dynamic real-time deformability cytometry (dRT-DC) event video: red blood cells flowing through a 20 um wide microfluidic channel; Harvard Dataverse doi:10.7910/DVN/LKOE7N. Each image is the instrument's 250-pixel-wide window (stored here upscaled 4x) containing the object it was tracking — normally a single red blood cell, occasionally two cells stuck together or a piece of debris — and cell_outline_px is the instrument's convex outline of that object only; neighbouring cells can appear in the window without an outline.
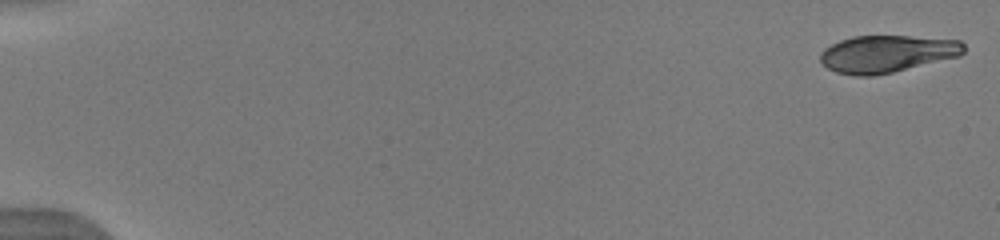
{"species": "human", "species_latin": "Homo sapiens", "temperature_condition": "warm", "stored_images_in_passage": 46, "camera_frame_rate_fps": 3000, "um_per_image_px": 0.085, "donor": {"sex": "male"}, "frame": {"image": 1, "passage_image": 1, "time_ms": 0.0, "image_size_px": [1000, 240], "cell_outline_px": [[964, 52], [960, 56], [892, 72], [872, 76], [856, 76], [836, 72], [828, 68], [820, 60], [820, 52], [824, 48], [840, 40], [852, 36], [908, 36], [960, 40], [964, 44]], "centroid_in_image_um": [75.38, 4.57], "position_along_channel_um": 9.6, "area_um2": 31.04}}
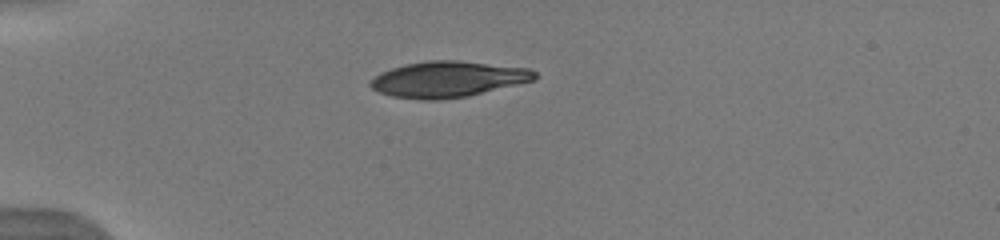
{"frame": {"image": 2, "passage_image": 15, "time_ms": 4.667, "image_size_px": [1000, 240], "cell_outline_px": [[536, 80], [468, 96], [440, 100], [420, 100], [392, 96], [380, 92], [372, 88], [368, 84], [380, 72], [404, 64], [428, 60], [456, 60], [528, 68], [536, 72]], "centroid_in_image_um": [38.07, 6.74], "position_along_channel_um": 46.9, "area_um2": 34.39}}
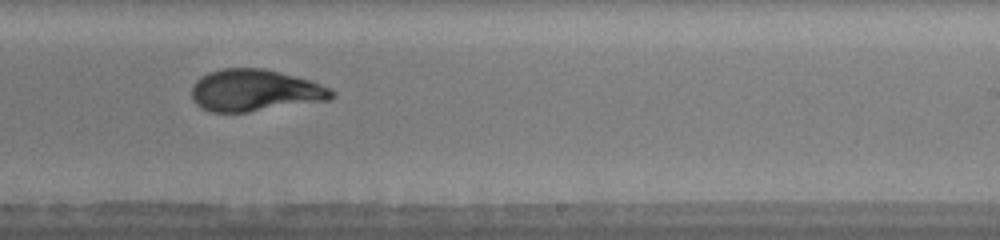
{"frame": {"image": 3, "passage_image": 34, "time_ms": 11.0, "image_size_px": [1000, 240], "cell_outline_px": [[336, 96], [328, 100], [248, 112], [212, 112], [200, 108], [192, 100], [192, 84], [200, 76], [208, 72], [220, 68], [264, 68], [312, 80], [332, 88], [336, 92]], "centroid_in_image_um": [21.67, 7.68], "position_along_channel_um": 267.3, "area_um2": 34.62}, "authors_computed_cell_mechanics": {"area_um2": 33.9575, "velocity_mm_per_s": 3.9674, "shape_relaxation_time_tau1_ms": 5.8869, "shape_relaxation_time_tau2_ms": 0.8699, "deformation_change_tau1": 0.2379, "deformation_change_tau2": 0.0623}}